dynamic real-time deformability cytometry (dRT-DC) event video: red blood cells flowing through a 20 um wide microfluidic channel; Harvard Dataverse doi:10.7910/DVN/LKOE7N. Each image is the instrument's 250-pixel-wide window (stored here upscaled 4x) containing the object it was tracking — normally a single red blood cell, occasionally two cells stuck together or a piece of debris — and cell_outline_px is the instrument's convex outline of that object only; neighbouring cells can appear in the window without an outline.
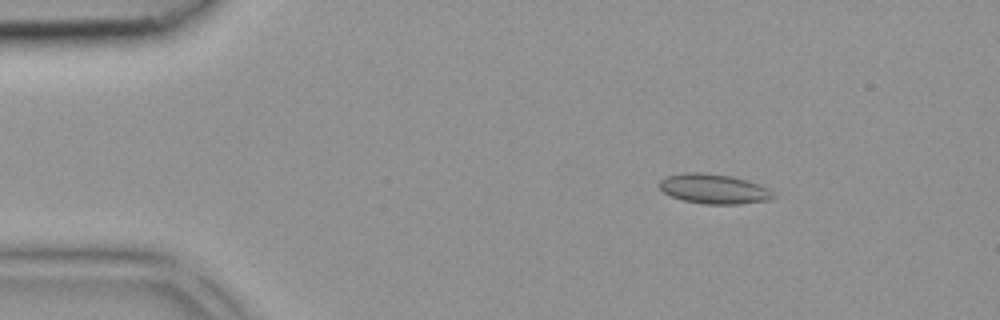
{"species": "common noctule bat (a hibernating species)", "species_latin": "Nyctalus noctula", "temperature_condition": "room temperature", "stored_images_in_passage": 40, "camera_frame_rate_fps": 3000, "um_per_image_px": 0.085, "animal": {"sex": "female", "body_mass_g": 18.4}, "frame": {"image": 1, "passage_image": 5, "time_ms": 1.333, "image_size_px": [1000, 320], "cell_outline_px": [[776, 196], [772, 200], [740, 204], [704, 204], [684, 200], [672, 196], [664, 192], [660, 188], [660, 180], [668, 176], [684, 172], [700, 172], [732, 176], [768, 188]], "centroid_in_image_um": [60.7, 16.06], "position_along_channel_um": 24.3, "area_um2": 19.59}}
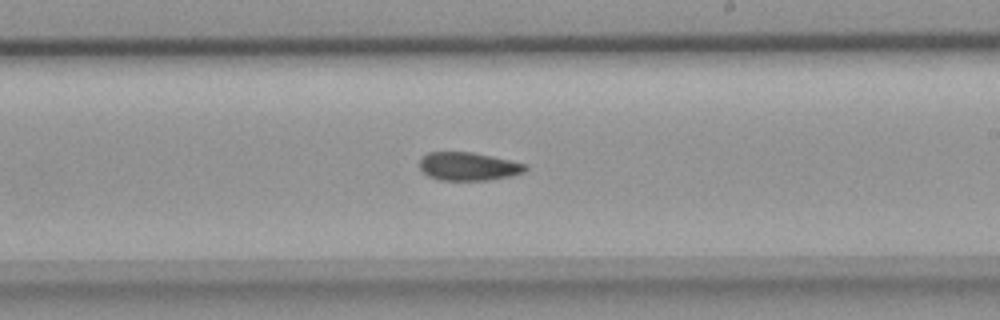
{"frame": {"image": 2, "passage_image": 23, "time_ms": 7.333, "image_size_px": [1000, 320], "cell_outline_px": [[528, 168], [524, 172], [508, 176], [488, 180], [440, 180], [428, 176], [420, 168], [420, 156], [428, 152], [472, 152], [528, 164]], "centroid_in_image_um": [39.79, 14.14], "position_along_channel_um": 249.2, "area_um2": 17.4}}
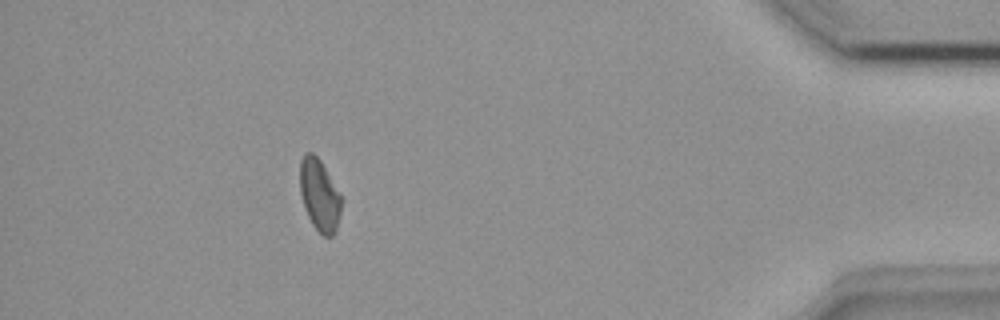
{"frame": {"image": 3, "passage_image": 36, "time_ms": 11.667, "image_size_px": [1000, 320], "cell_outline_px": [[340, 212], [336, 228], [332, 236], [324, 236], [312, 224], [304, 208], [300, 192], [300, 160], [304, 152], [312, 152], [320, 160], [340, 192]], "centroid_in_image_um": [27.13, 16.54], "position_along_channel_um": 408.1, "area_um2": 17.17}}